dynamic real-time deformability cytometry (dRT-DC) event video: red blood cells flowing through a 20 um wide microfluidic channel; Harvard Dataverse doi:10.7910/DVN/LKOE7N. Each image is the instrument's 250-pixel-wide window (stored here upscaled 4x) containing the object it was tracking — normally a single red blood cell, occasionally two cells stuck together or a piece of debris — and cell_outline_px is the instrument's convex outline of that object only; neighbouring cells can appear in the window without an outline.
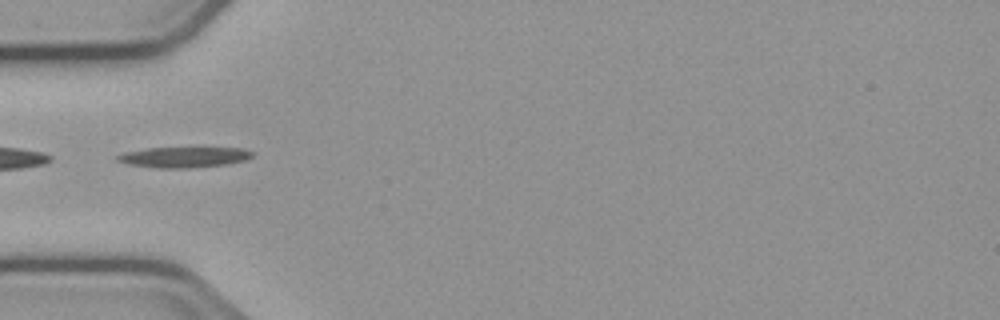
{"species": "common noctule bat (a hibernating species)", "species_latin": "Nyctalus noctula", "temperature_condition": "cold", "stored_images_in_passage": 38, "camera_frame_rate_fps": 3000, "um_per_image_px": 0.085, "animal": {"sex": "male", "body_mass_g": 23.1, "forearm_length_mm": 52.7}, "frame": {"image": 1, "passage_image": 1, "time_ms": 0.0, "image_size_px": [1000, 320], "cell_outline_px": [[256, 152], [252, 156], [244, 160], [228, 164], [188, 168], [156, 168], [128, 164], [116, 160], [116, 156], [124, 152], [148, 148], [204, 144], [240, 148]], "centroid_in_image_um": [15.71, 13.29], "position_along_channel_um": 69.3, "area_um2": 17.46}}
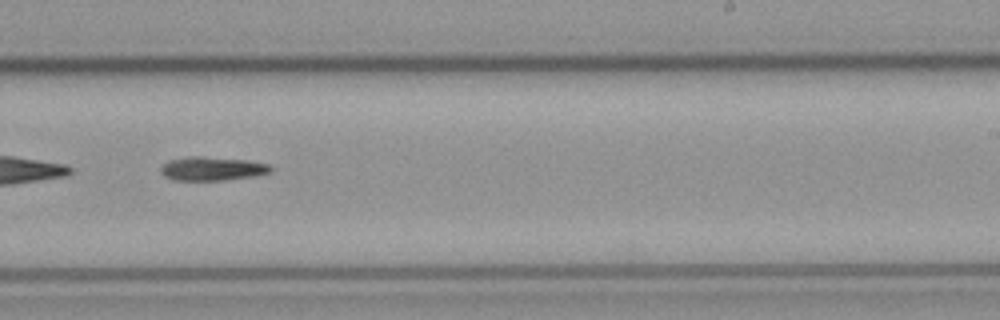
{"frame": {"image": 2, "passage_image": 17, "time_ms": 5.333, "image_size_px": [1000, 320], "cell_outline_px": [[272, 172], [256, 176], [224, 180], [172, 180], [164, 176], [160, 172], [160, 168], [168, 160], [192, 156], [200, 156], [244, 160], [268, 164], [272, 168]], "centroid_in_image_um": [18.02, 14.34], "position_along_channel_um": 271.0, "area_um2": 15.2}}
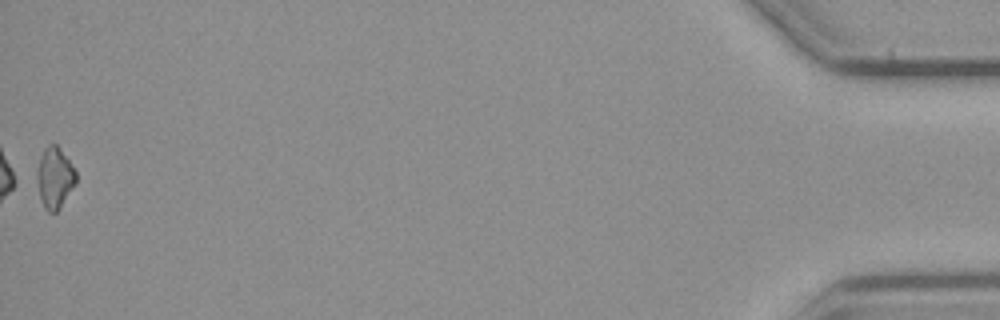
{"frame": {"image": 3, "passage_image": 38, "time_ms": 12.333, "image_size_px": [1000, 320], "cell_outline_px": [[76, 184], [60, 208], [56, 212], [48, 212], [44, 208], [40, 196], [36, 176], [36, 172], [44, 148], [48, 144], [56, 144], [68, 160], [76, 172]], "centroid_in_image_um": [4.65, 15.13], "position_along_channel_um": 430.5, "area_um2": 13.7}, "authors_computed_cell_mechanics": {"area_um2": 14.7968, "velocity_mm_per_s": 3.7614, "shape_relaxation_time_tau1_ms": 5.3552, "shape_relaxation_time_tau2_ms": null, "deformation_change_tau1": 0.1436, "deformation_change_tau2": null}}